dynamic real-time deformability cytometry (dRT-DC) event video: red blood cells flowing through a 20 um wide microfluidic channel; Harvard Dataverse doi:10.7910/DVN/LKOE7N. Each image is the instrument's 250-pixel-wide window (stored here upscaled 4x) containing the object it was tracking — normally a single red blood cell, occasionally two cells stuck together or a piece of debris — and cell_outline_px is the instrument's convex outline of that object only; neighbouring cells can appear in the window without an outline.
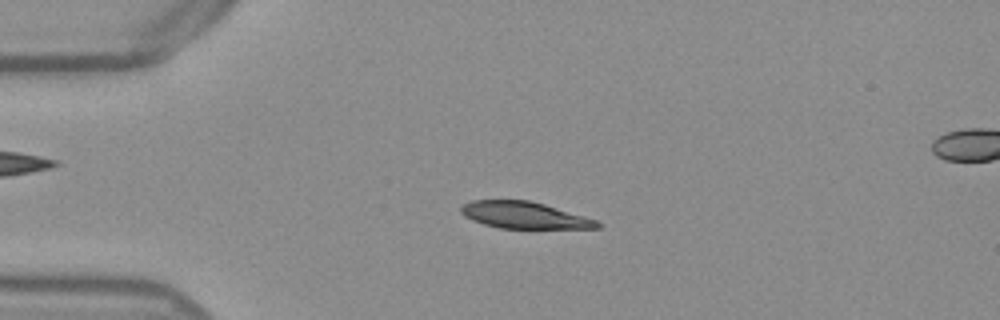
{"species": "Egyptian fruit bat (a non-hibernating species)", "species_latin": "Rousettus aegyptiacus", "temperature_condition": "warm", "stored_images_in_passage": 52, "camera_frame_rate_fps": 3000, "um_per_image_px": 0.085, "frame": {"image": 1, "passage_image": 12, "time_ms": 3.667, "image_size_px": [1000, 320], "cell_outline_px": [[600, 228], [500, 228], [484, 224], [472, 220], [464, 216], [460, 212], [460, 208], [464, 204], [472, 200], [528, 200], [544, 204], [584, 216], [596, 220], [600, 224]], "centroid_in_image_um": [44.53, 18.29], "position_along_channel_um": 40.5, "area_um2": 20.98}}
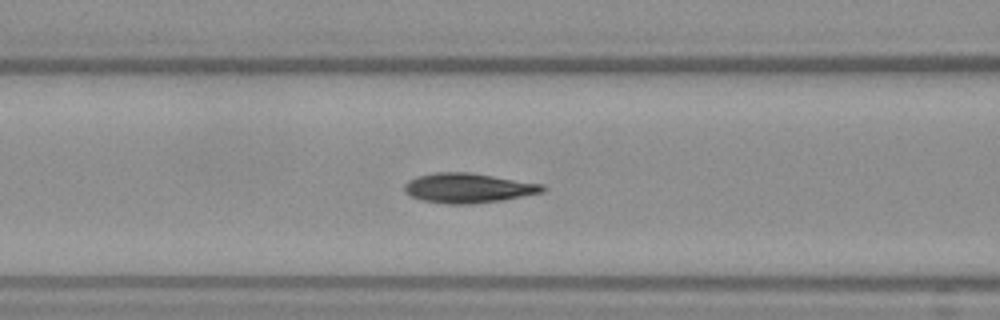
{"frame": {"image": 2, "passage_image": 21, "time_ms": 6.667, "image_size_px": [1000, 320], "cell_outline_px": [[548, 188], [544, 192], [504, 200], [472, 204], [444, 204], [424, 200], [412, 196], [404, 192], [404, 184], [408, 180], [416, 176], [436, 172], [472, 172], [544, 184]], "centroid_in_image_um": [39.83, 15.97], "position_along_channel_um": 126.8, "area_um2": 24.28}}
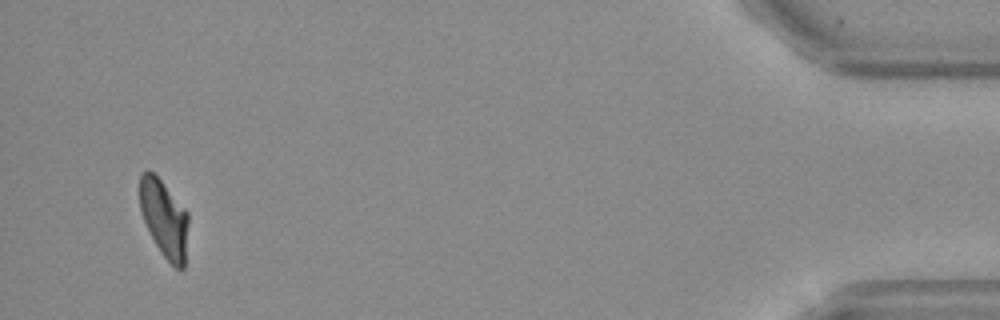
{"frame": {"image": 3, "passage_image": 50, "time_ms": 16.333, "image_size_px": [1000, 320], "cell_outline_px": [[188, 224], [184, 268], [176, 268], [160, 252], [140, 212], [140, 176], [148, 168], [160, 180], [188, 212]], "centroid_in_image_um": [13.96, 18.57], "position_along_channel_um": 421.2, "area_um2": 21.5}, "authors_computed_cell_mechanics": {"area_um2": 23.0911, "velocity_mm_per_s": 3.8567, "shape_relaxation_time_tau1_ms": 4.0679, "shape_relaxation_time_tau2_ms": 1.7502, "deformation_change_tau1": 0.173, "deformation_change_tau2": 0.0579}}